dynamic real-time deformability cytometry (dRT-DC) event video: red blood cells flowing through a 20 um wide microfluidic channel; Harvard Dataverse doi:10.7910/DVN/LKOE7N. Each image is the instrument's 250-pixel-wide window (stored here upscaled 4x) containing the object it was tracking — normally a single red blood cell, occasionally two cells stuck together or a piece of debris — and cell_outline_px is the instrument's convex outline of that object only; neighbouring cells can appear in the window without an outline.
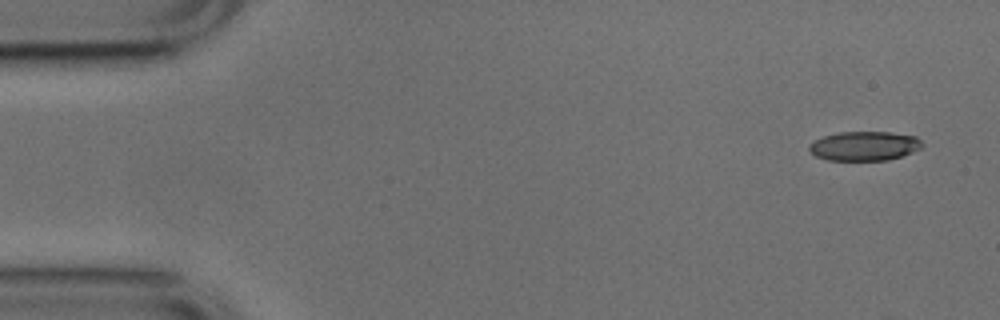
{"species": "common noctule bat (a hibernating species)", "species_latin": "Nyctalus noctula", "temperature_condition": "cold", "stored_images_in_passage": 5, "camera_frame_rate_fps": 3000, "um_per_image_px": 0.085, "animal": {"sex": "male", "body_mass_g": 17.9, "forearm_length_mm": 54.2}, "frame": {"image": 1, "passage_image": 1, "time_ms": 0.0, "image_size_px": [1000, 320], "cell_outline_px": [[924, 144], [920, 148], [912, 152], [888, 160], [828, 160], [816, 156], [808, 148], [808, 144], [824, 136], [836, 132], [892, 132], [916, 136]], "centroid_in_image_um": [73.47, 12.4], "position_along_channel_um": 11.5, "area_um2": 19.25}}
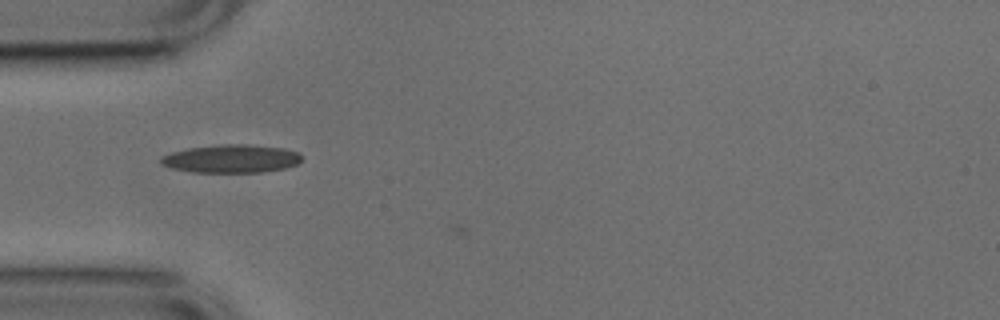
{"frame": {"image": 2, "passage_image": 4, "time_ms": 1.0, "image_size_px": [1000, 320], "cell_outline_px": [[304, 156], [296, 164], [284, 168], [260, 172], [192, 172], [172, 168], [160, 164], [160, 156], [172, 152], [188, 148], [220, 144], [252, 144], [284, 148], [300, 152]], "centroid_in_image_um": [19.66, 13.48], "position_along_channel_um": 65.3, "area_um2": 23.29}}